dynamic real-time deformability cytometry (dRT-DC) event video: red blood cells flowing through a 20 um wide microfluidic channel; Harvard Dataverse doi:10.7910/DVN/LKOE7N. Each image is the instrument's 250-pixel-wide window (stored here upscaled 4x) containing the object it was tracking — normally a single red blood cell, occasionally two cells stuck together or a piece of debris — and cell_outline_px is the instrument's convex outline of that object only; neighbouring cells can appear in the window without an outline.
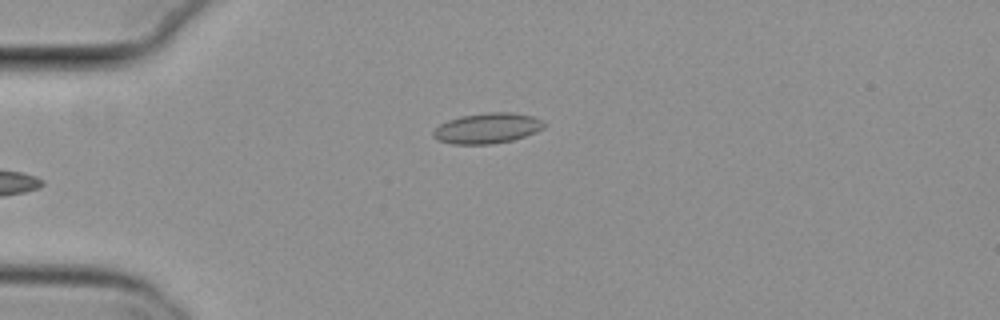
{"species": "common noctule bat (a hibernating species)", "species_latin": "Nyctalus noctula", "temperature_condition": "cold", "stored_images_in_passage": 5, "camera_frame_rate_fps": 3000, "um_per_image_px": 0.085, "animal": {"sex": "female", "body_mass_g": 29.2, "forearm_length_mm": 56.3}, "frame": {"image": 1, "passage_image": 5, "time_ms": 1.333, "image_size_px": [1000, 320], "cell_outline_px": [[548, 124], [544, 128], [536, 132], [512, 140], [492, 144], [452, 144], [440, 140], [432, 136], [432, 132], [440, 124], [448, 120], [460, 116], [488, 112], [512, 112], [532, 116], [544, 120]], "centroid_in_image_um": [41.46, 10.89], "position_along_channel_um": 43.5, "area_um2": 19.77}}